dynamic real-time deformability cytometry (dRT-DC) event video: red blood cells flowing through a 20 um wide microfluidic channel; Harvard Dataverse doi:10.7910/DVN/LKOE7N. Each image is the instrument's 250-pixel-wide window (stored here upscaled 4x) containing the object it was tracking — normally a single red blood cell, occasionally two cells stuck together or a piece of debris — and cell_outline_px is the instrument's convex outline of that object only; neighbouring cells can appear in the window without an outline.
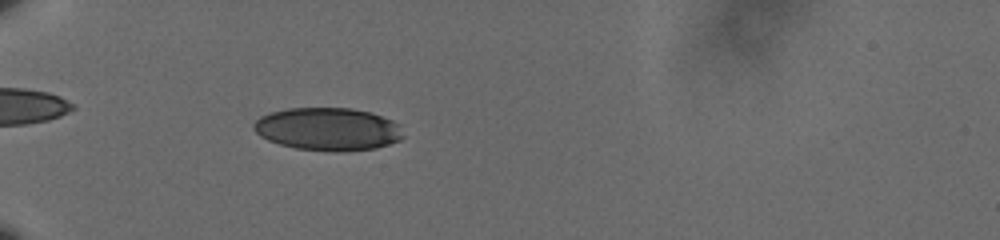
{"species": "human", "species_latin": "Homo sapiens", "temperature_condition": "cold", "stored_images_in_passage": 61, "camera_frame_rate_fps": 3000, "um_per_image_px": 0.085, "donor": {"sex": "male"}, "frame": {"image": 1, "passage_image": 22, "time_ms": 7.0, "image_size_px": [1000, 240], "cell_outline_px": [[404, 136], [400, 140], [376, 148], [344, 152], [336, 152], [296, 148], [280, 144], [268, 140], [260, 136], [252, 128], [252, 124], [260, 116], [272, 112], [288, 108], [352, 108], [368, 112], [392, 120], [400, 124]], "centroid_in_image_um": [27.88, 10.98], "position_along_channel_um": 57.1, "area_um2": 37.45}}
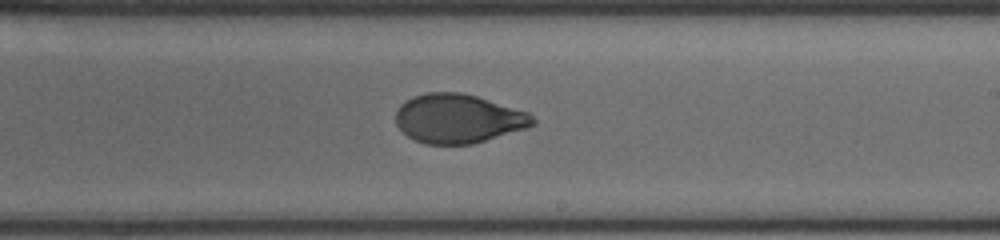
{"frame": {"image": 2, "passage_image": 40, "time_ms": 13.0, "image_size_px": [1000, 240], "cell_outline_px": [[536, 124], [524, 128], [472, 144], [424, 144], [408, 136], [396, 124], [396, 112], [400, 104], [412, 96], [428, 92], [460, 92], [476, 96], [528, 112], [536, 120]], "centroid_in_image_um": [38.92, 10.07], "position_along_channel_um": 250.1, "area_um2": 38.84}}
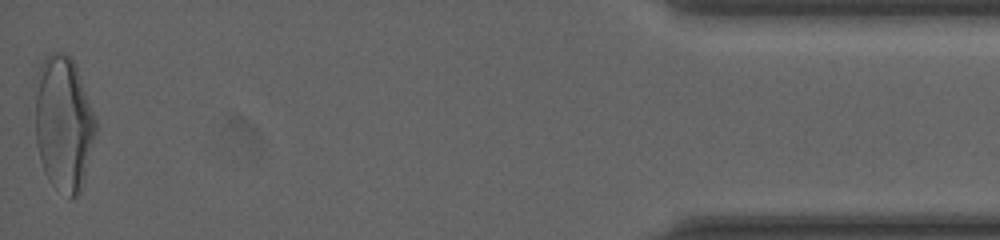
{"frame": {"image": 3, "passage_image": 61, "time_ms": 20.0, "image_size_px": [1000, 240], "cell_outline_px": [[96, 132], [84, 180], [80, 192], [76, 196], [72, 196], [52, 184], [48, 180], [44, 172], [40, 160], [36, 144], [32, 88], [36, 72], [44, 60], [52, 52], [64, 52], [76, 64], [96, 116]], "centroid_in_image_um": [5.36, 10.41], "position_along_channel_um": 429.8, "area_um2": 48.61}, "authors_computed_cell_mechanics": {"area_um2": 39.304, "velocity_mm_per_s": 3.5975, "shape_relaxation_time_tau1_ms": 3.7247, "shape_relaxation_time_tau2_ms": 0.768, "deformation_change_tau1": 0.1504, "deformation_change_tau2": 0.0436}}